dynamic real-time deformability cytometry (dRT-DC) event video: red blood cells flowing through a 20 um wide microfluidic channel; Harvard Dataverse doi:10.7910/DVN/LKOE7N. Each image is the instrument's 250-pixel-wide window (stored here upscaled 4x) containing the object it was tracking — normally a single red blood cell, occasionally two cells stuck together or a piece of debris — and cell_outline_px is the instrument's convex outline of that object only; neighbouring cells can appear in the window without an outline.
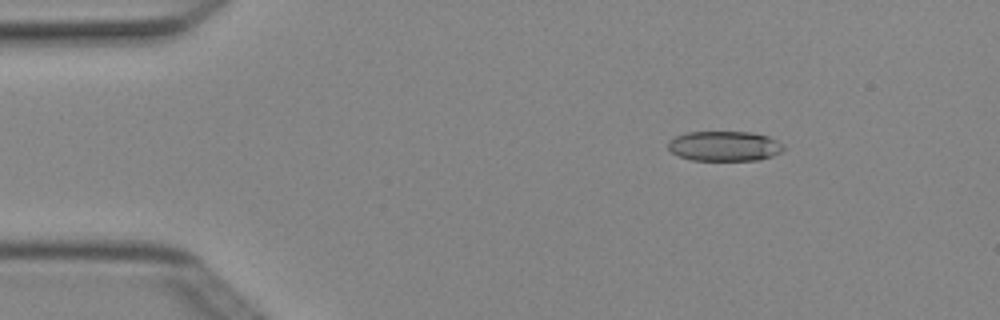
{"species": "Egyptian fruit bat (a non-hibernating species)", "species_latin": "Rousettus aegyptiacus", "temperature_condition": "cold", "stored_images_in_passage": 3, "camera_frame_rate_fps": 3000, "um_per_image_px": 0.085, "animal": {"sex": "female"}, "frame": {"image": 1, "passage_image": 1, "time_ms": 0.0, "image_size_px": [1000, 320], "cell_outline_px": [[784, 152], [760, 160], [692, 160], [680, 156], [672, 152], [668, 148], [668, 140], [676, 136], [688, 132], [752, 132], [768, 136], [784, 144]], "centroid_in_image_um": [61.61, 12.42], "position_along_channel_um": 23.4, "area_um2": 20.29}}
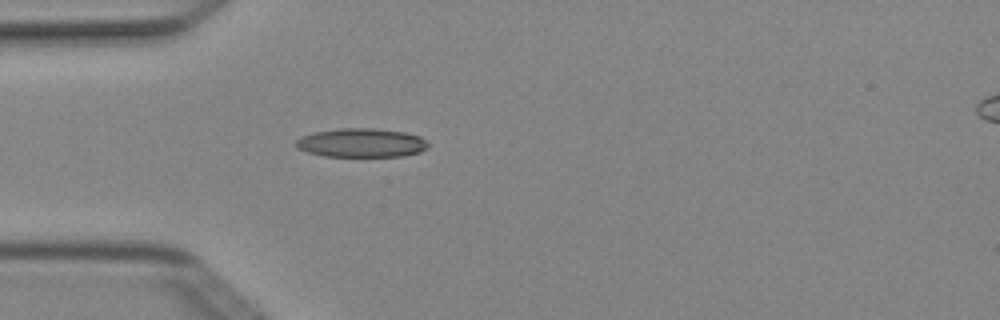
{"frame": {"image": 2, "passage_image": 3, "time_ms": 0.667, "image_size_px": [1000, 320], "cell_outline_px": [[428, 148], [420, 152], [404, 156], [324, 156], [308, 152], [296, 148], [292, 144], [300, 136], [316, 132], [340, 128], [372, 128], [404, 132], [420, 136], [428, 144]], "centroid_in_image_um": [30.69, 12.14], "position_along_channel_um": 54.3, "area_um2": 22.31}}